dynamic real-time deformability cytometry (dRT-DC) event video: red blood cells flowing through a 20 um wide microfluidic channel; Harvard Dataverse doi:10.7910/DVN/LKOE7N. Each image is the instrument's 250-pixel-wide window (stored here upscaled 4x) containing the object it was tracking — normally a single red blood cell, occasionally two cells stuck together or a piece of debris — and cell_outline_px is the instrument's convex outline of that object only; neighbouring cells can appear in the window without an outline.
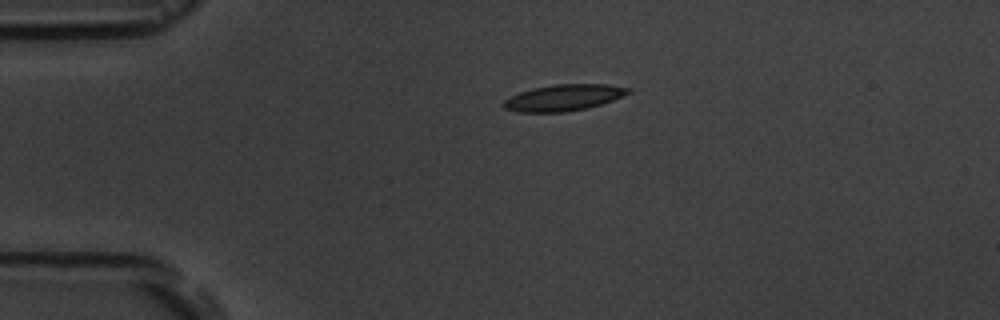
{"species": "common noctule bat (a hibernating species)", "species_latin": "Nyctalus noctula", "temperature_condition": "room temperature", "stored_images_in_passage": 44, "camera_frame_rate_fps": 3000, "um_per_image_px": 0.085, "animal": {"sex": "male", "body_mass_g": 19.5, "forearm_length_mm": 54.6}, "frame": {"image": 1, "passage_image": 1, "time_ms": 0.0, "image_size_px": [1000, 320], "cell_outline_px": [[632, 92], [612, 100], [600, 104], [584, 108], [564, 112], [520, 112], [504, 108], [504, 100], [520, 92], [532, 88], [556, 84], [608, 84], [632, 88]], "centroid_in_image_um": [47.94, 8.28], "position_along_channel_um": 37.1, "area_um2": 18.9}}
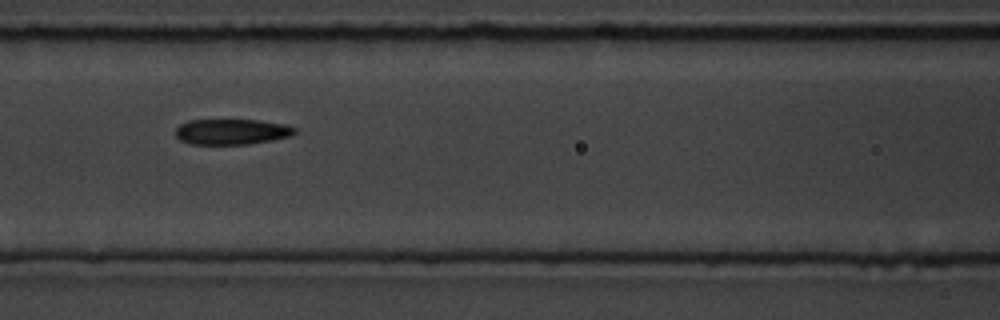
{"frame": {"image": 2, "passage_image": 13, "time_ms": 4.0, "image_size_px": [1000, 320], "cell_outline_px": [[296, 132], [292, 136], [272, 140], [248, 144], [188, 144], [180, 140], [176, 136], [176, 128], [180, 124], [188, 120], [260, 120], [284, 124], [296, 128]], "centroid_in_image_um": [19.69, 11.2], "position_along_channel_um": 146.9, "area_um2": 17.86}}
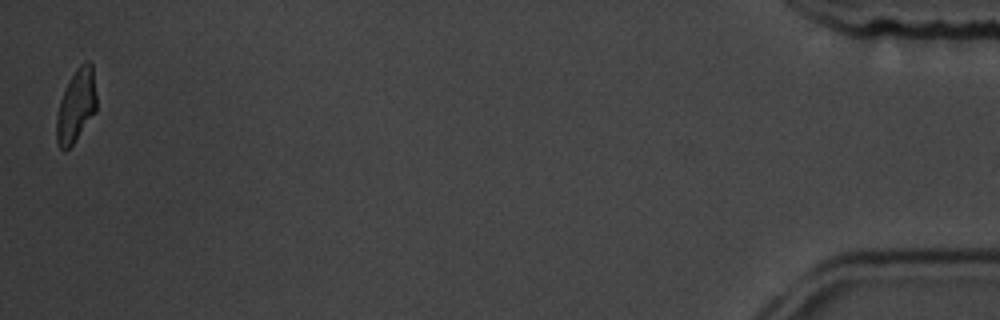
{"frame": {"image": 3, "passage_image": 44, "time_ms": 14.333, "image_size_px": [1000, 320], "cell_outline_px": [[96, 112], [72, 144], [64, 152], [60, 148], [56, 140], [56, 116], [60, 100], [76, 68], [84, 60], [88, 60], [92, 64], [96, 96]], "centroid_in_image_um": [6.47, 8.99], "position_along_channel_um": 428.7, "area_um2": 16.88}, "authors_computed_cell_mechanics": {"area_um2": 18.4671, "velocity_mm_per_s": 3.6416, "shape_relaxation_time_tau1_ms": 5.7062, "shape_relaxation_time_tau2_ms": 7.4624, "deformation_change_tau1": 0.1661, "deformation_change_tau2": 0.1341}}